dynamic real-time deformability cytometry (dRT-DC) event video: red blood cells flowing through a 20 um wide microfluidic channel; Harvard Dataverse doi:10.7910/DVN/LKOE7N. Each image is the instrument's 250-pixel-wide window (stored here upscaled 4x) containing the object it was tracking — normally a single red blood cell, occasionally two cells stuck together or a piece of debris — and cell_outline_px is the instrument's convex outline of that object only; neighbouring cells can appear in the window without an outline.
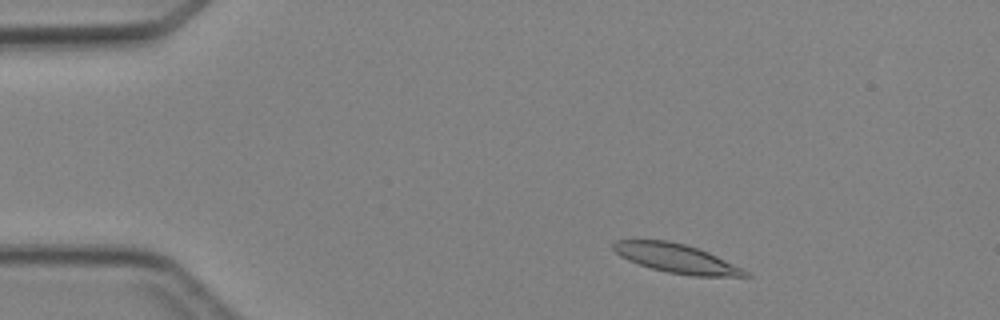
{"species": "Egyptian fruit bat (a non-hibernating species)", "species_latin": "Rousettus aegyptiacus", "temperature_condition": "cold", "stored_images_in_passage": 4, "camera_frame_rate_fps": 3000, "um_per_image_px": 0.085, "animal": {"sex": "female"}, "frame": {"image": 1, "passage_image": 1, "time_ms": 0.0, "image_size_px": [1000, 320], "cell_outline_px": [[752, 276], [692, 276], [668, 272], [652, 268], [628, 260], [620, 256], [612, 248], [612, 244], [616, 240], [668, 240], [684, 244], [708, 252], [748, 272]], "centroid_in_image_um": [57.44, 21.95], "position_along_channel_um": 27.6, "area_um2": 21.85}}
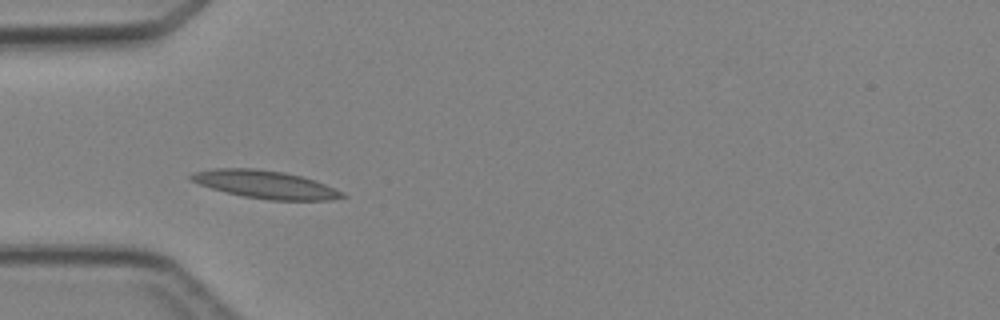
{"frame": {"image": 2, "passage_image": 3, "time_ms": 2.333, "image_size_px": [1000, 320], "cell_outline_px": [[348, 196], [332, 200], [268, 200], [244, 196], [212, 188], [200, 184], [192, 180], [188, 176], [192, 172], [212, 168], [256, 168], [284, 172], [300, 176], [324, 184], [344, 192]], "centroid_in_image_um": [22.56, 15.67], "position_along_channel_um": 62.4, "area_um2": 24.39}}
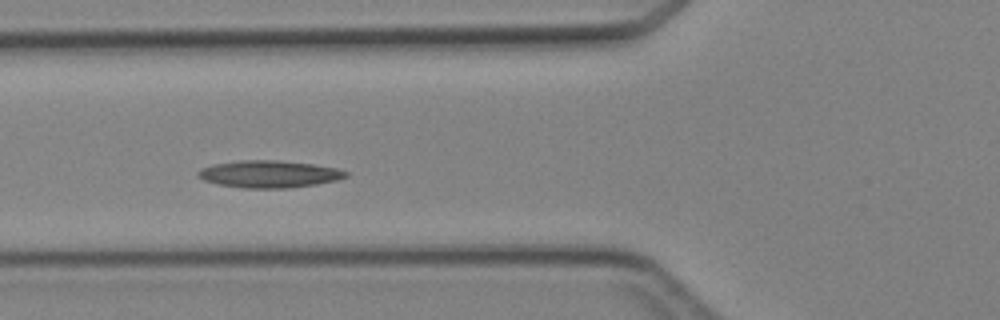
{"frame": {"image": 3, "passage_image": 4, "time_ms": 3.333, "image_size_px": [1000, 320], "cell_outline_px": [[348, 176], [336, 180], [316, 184], [288, 188], [244, 188], [216, 184], [204, 180], [196, 176], [196, 172], [200, 168], [212, 164], [240, 160], [276, 160], [312, 164], [336, 168], [348, 172]], "centroid_in_image_um": [22.82, 14.79], "position_along_channel_um": 103.0, "area_um2": 23.47}}